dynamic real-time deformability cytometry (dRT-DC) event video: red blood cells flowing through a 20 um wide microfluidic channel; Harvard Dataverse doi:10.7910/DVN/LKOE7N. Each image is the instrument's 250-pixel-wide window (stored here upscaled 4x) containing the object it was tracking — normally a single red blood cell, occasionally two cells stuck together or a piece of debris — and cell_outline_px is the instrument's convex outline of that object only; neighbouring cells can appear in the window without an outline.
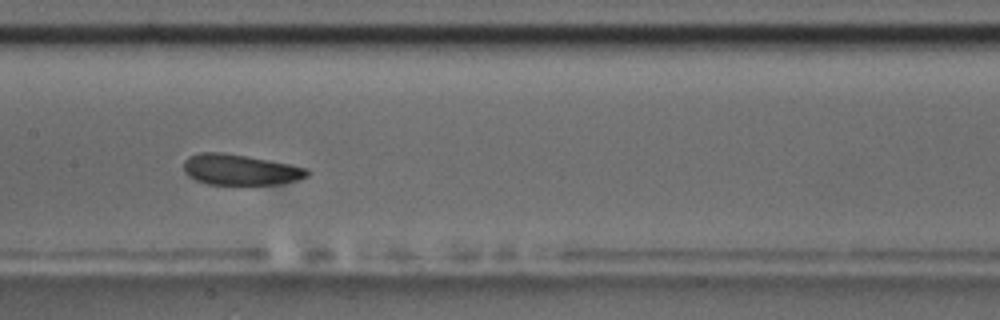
{"species": "common noctule bat (a hibernating species)", "species_latin": "Nyctalus noctula", "temperature_condition": "room temperature", "stored_images_in_passage": 9, "camera_frame_rate_fps": 3000, "um_per_image_px": 0.085, "animal": {"sex": "male", "body_mass_g": 17.5, "forearm_length_mm": 52.3}, "frame": {"image": 1, "passage_image": 8, "time_ms": 8.0, "image_size_px": [1000, 320], "cell_outline_px": [[308, 176], [296, 180], [280, 184], [208, 184], [196, 180], [188, 176], [184, 172], [184, 160], [188, 156], [200, 152], [224, 152], [248, 156], [308, 168]], "centroid_in_image_um": [20.38, 14.41], "position_along_channel_um": 187.0, "area_um2": 22.08}}